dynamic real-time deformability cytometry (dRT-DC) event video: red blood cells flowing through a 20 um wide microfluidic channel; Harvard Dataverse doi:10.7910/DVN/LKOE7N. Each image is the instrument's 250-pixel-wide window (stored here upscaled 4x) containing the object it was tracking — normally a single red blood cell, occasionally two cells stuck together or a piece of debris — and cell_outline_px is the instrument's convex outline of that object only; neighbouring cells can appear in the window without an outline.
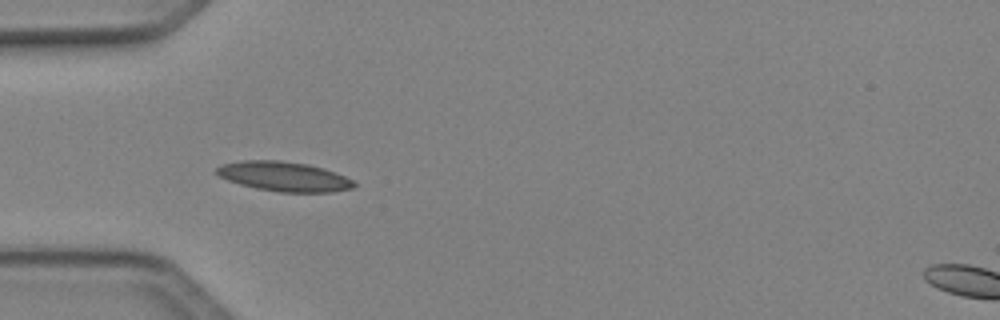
{"species": "Egyptian fruit bat (a non-hibernating species)", "species_latin": "Rousettus aegyptiacus", "temperature_condition": "cold", "stored_images_in_passage": 35, "camera_frame_rate_fps": 3000, "um_per_image_px": 0.085, "animal": {"sex": "female"}, "frame": {"image": 1, "passage_image": 1, "time_ms": 0.0, "image_size_px": [1000, 320], "cell_outline_px": [[356, 184], [352, 188], [332, 192], [280, 192], [256, 188], [240, 184], [228, 180], [212, 172], [220, 164], [244, 160], [280, 160], [308, 164], [324, 168], [344, 176], [352, 180]], "centroid_in_image_um": [24.1, 14.99], "position_along_channel_um": 60.9, "area_um2": 23.76}}
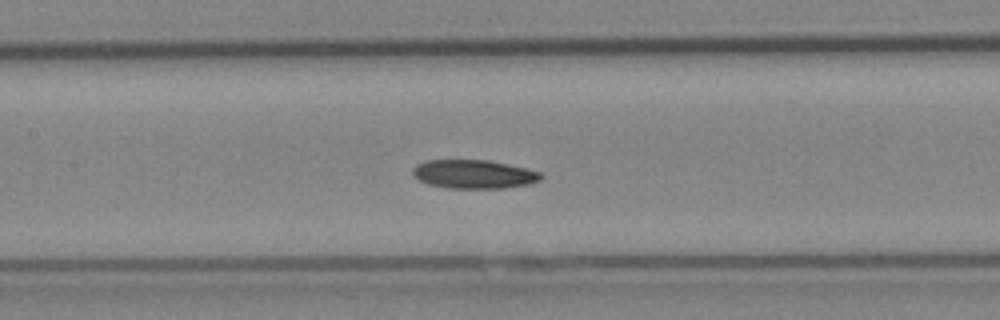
{"frame": {"image": 2, "passage_image": 9, "time_ms": 2.667, "image_size_px": [1000, 320], "cell_outline_px": [[544, 176], [540, 180], [528, 184], [504, 188], [448, 188], [428, 184], [420, 180], [412, 172], [412, 168], [416, 164], [424, 160], [488, 160], [528, 168], [540, 172]], "centroid_in_image_um": [40.29, 14.8], "position_along_channel_um": 167.1, "area_um2": 21.5}}
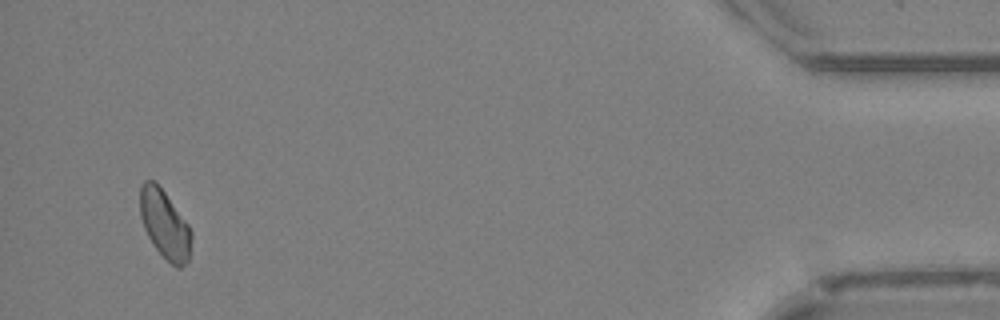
{"frame": {"image": 3, "passage_image": 33, "time_ms": 10.667, "image_size_px": [1000, 320], "cell_outline_px": [[192, 240], [188, 260], [180, 268], [176, 268], [156, 248], [148, 236], [144, 228], [140, 216], [140, 184], [144, 180], [152, 180], [164, 192], [188, 224], [192, 232]], "centroid_in_image_um": [14.0, 19.07], "position_along_channel_um": 421.2, "area_um2": 20.17}}